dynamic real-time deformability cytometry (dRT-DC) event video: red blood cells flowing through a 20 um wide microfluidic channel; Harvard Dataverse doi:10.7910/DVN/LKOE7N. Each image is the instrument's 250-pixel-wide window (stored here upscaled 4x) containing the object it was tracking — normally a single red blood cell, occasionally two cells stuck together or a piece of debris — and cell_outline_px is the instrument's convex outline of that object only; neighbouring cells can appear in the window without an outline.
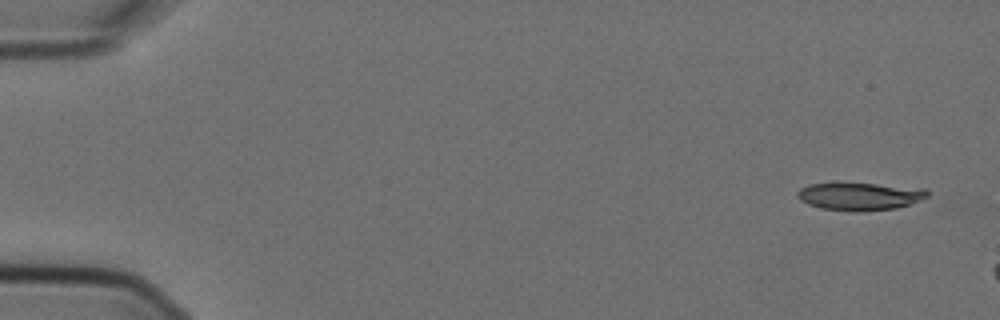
{"species": "Egyptian fruit bat (a non-hibernating species)", "species_latin": "Rousettus aegyptiacus", "temperature_condition": "cold", "stored_images_in_passage": 3, "camera_frame_rate_fps": 3000, "um_per_image_px": 0.085, "animal": {"sex": "female"}, "frame": {"image": 1, "passage_image": 1, "time_ms": 0.0, "image_size_px": [1000, 320], "cell_outline_px": [[928, 196], [920, 200], [896, 208], [856, 212], [820, 208], [808, 204], [800, 200], [796, 196], [796, 192], [800, 188], [808, 184], [876, 184], [928, 188]], "centroid_in_image_um": [73.08, 16.69], "position_along_channel_um": 11.9, "area_um2": 20.87}}